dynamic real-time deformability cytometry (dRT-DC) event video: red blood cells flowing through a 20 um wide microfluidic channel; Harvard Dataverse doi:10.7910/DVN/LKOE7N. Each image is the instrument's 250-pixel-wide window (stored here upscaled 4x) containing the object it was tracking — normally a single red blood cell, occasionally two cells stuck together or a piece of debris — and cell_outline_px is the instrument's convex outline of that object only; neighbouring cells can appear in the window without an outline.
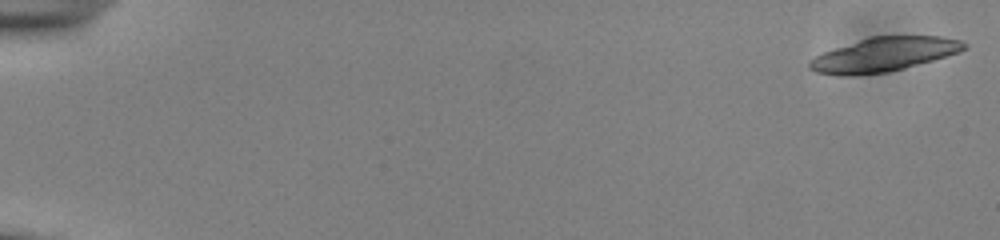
{"species": "common noctule bat (a hibernating species)", "species_latin": "Nyctalus noctula", "temperature_condition": "cold", "stored_images_in_passage": 42, "camera_frame_rate_fps": 3000, "um_per_image_px": 0.085, "animal": {"sex": "male", "body_mass_g": 13.0, "forearm_length_mm": 53.1}, "frame": {"image": 1, "passage_image": 1, "time_ms": 0.0, "image_size_px": [1000, 240], "cell_outline_px": [[968, 48], [960, 52], [904, 68], [888, 72], [852, 76], [836, 76], [816, 72], [808, 68], [808, 60], [824, 52], [872, 36], [940, 36], [960, 40], [968, 44]], "centroid_in_image_um": [75.12, 4.64], "position_along_channel_um": 9.9, "area_um2": 30.69}}